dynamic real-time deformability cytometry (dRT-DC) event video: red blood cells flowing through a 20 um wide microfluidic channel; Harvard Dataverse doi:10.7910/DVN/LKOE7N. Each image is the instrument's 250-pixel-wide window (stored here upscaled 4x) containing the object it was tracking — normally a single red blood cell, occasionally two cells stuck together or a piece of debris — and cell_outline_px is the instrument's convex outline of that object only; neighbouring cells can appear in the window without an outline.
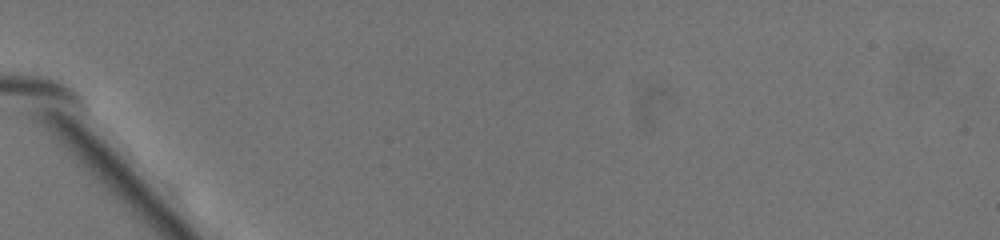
{"species": "common noctule bat (a hibernating species)", "species_latin": "Nyctalus noctula", "temperature_condition": "warm", "stored_images_in_passage": 1, "camera_frame_rate_fps": 3000, "um_per_image_px": 0.085, "animal": {"sex": "female", "body_mass_g": 19.5, "forearm_length_mm": 54.1}, "frame": {"image": 1, "passage_image": 1, "time_ms": 0.0, "image_size_px": [1000, 240], "cell_outline_px": [[264, 172], [248, 164], [196, 116], [180, 84], [184, 68], [200, 68], [256, 128], [264, 152]], "centroid_in_image_um": [18.92, 9.93], "position_along_channel_um": 66.1, "area_um2": 25.78}}